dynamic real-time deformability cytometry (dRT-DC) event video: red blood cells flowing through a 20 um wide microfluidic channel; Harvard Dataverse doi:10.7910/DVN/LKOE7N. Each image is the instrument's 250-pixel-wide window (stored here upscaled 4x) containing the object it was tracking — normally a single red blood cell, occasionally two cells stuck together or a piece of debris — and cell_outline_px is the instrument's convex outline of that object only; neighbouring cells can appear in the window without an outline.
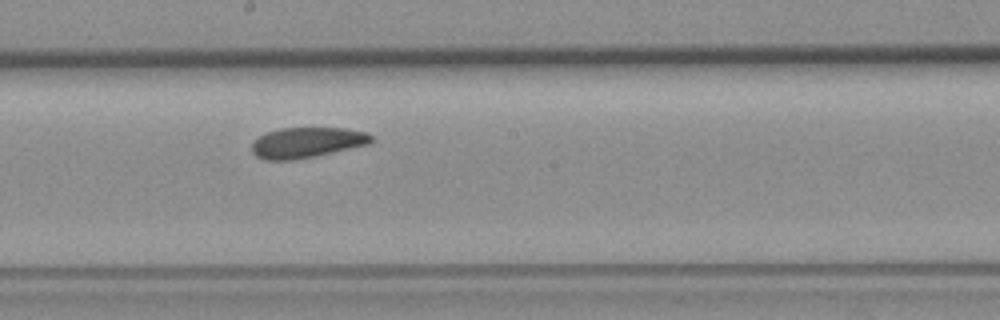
{"species": "common noctule bat (a hibernating species)", "species_latin": "Nyctalus noctula", "temperature_condition": "room temperature", "stored_images_in_passage": 9, "camera_frame_rate_fps": 3000, "um_per_image_px": 0.085, "animal": {"sex": "female", "body_mass_g": 19.3, "forearm_length_mm": 54.1}, "frame": {"image": 1, "passage_image": 9, "time_ms": 10.0, "image_size_px": [1000, 320], "cell_outline_px": [[372, 140], [368, 144], [316, 156], [292, 160], [264, 160], [256, 156], [252, 152], [252, 144], [260, 136], [268, 132], [280, 128], [344, 128], [368, 132], [372, 136]], "centroid_in_image_um": [26.08, 12.12], "position_along_channel_um": 222.1, "area_um2": 21.1}}